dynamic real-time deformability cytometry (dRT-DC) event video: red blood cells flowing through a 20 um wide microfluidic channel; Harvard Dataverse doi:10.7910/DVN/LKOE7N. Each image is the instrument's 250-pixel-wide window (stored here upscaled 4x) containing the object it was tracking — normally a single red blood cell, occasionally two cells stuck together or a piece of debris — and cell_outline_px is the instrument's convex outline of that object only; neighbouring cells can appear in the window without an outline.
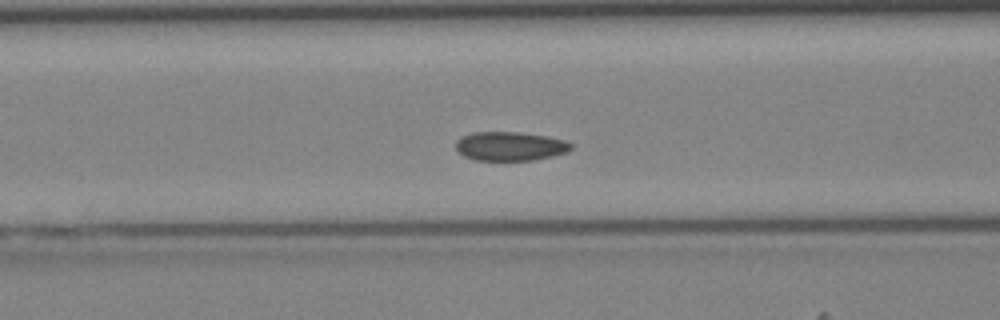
{"species": "Egyptian fruit bat (a non-hibernating species)", "species_latin": "Rousettus aegyptiacus", "temperature_condition": "cold", "stored_images_in_passage": 44, "camera_frame_rate_fps": 3000, "um_per_image_px": 0.085, "animal": {"sex": "female"}, "frame": {"image": 1, "passage_image": 18, "time_ms": 5.667, "image_size_px": [1000, 320], "cell_outline_px": [[572, 148], [568, 152], [552, 156], [532, 160], [476, 160], [464, 156], [456, 148], [456, 140], [460, 136], [472, 132], [520, 132], [548, 136], [564, 140], [572, 144]], "centroid_in_image_um": [43.35, 12.42], "position_along_channel_um": 123.2, "area_um2": 19.54}}
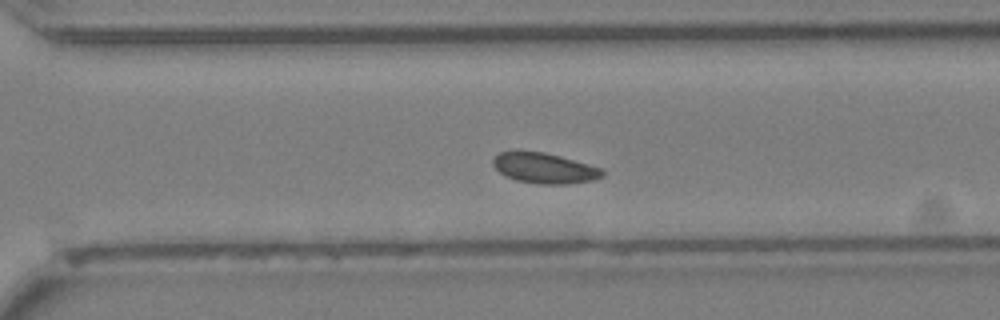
{"frame": {"image": 2, "passage_image": 31, "time_ms": 10.0, "image_size_px": [1000, 320], "cell_outline_px": [[604, 176], [592, 180], [564, 184], [540, 184], [516, 180], [504, 176], [492, 164], [492, 160], [500, 152], [512, 148], [520, 148], [544, 152], [560, 156], [588, 164], [600, 168], [604, 172]], "centroid_in_image_um": [46.19, 14.24], "position_along_channel_um": 324.4, "area_um2": 19.83}}
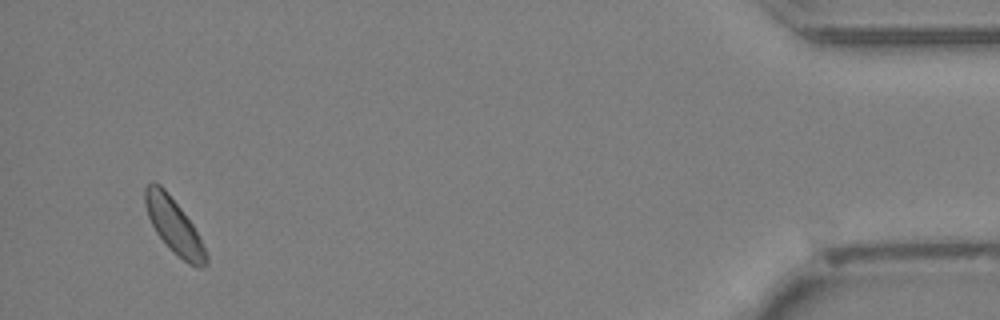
{"frame": {"image": 3, "passage_image": 42, "time_ms": 13.667, "image_size_px": [1000, 320], "cell_outline_px": [[208, 264], [196, 268], [188, 264], [156, 232], [148, 216], [144, 200], [144, 188], [152, 180], [160, 184], [164, 188], [180, 208], [192, 224], [208, 256]], "centroid_in_image_um": [14.77, 19.16], "position_along_channel_um": 420.4, "area_um2": 18.84}}